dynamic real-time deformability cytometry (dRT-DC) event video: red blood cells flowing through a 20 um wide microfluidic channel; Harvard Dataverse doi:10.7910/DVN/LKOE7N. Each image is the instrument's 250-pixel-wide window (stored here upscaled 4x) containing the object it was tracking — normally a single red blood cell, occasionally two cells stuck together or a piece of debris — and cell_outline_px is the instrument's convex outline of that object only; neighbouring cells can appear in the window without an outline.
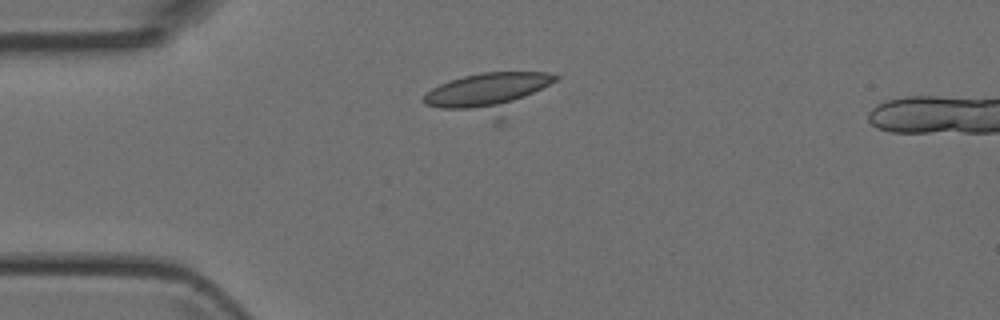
{"species": "Egyptian fruit bat (a non-hibernating species)", "species_latin": "Rousettus aegyptiacus", "temperature_condition": "room temperature", "stored_images_in_passage": 5, "camera_frame_rate_fps": 3000, "um_per_image_px": 0.085, "animal": {"sex": "female"}, "frame": {"image": 1, "passage_image": 3, "time_ms": 2.667, "image_size_px": [1000, 320], "cell_outline_px": [[560, 76], [556, 80], [504, 124], [492, 124], [424, 104], [420, 100], [432, 88], [440, 84], [464, 76], [480, 72], [548, 72]], "centroid_in_image_um": [41.6, 8.02], "position_along_channel_um": 43.4, "area_um2": 32.95}}